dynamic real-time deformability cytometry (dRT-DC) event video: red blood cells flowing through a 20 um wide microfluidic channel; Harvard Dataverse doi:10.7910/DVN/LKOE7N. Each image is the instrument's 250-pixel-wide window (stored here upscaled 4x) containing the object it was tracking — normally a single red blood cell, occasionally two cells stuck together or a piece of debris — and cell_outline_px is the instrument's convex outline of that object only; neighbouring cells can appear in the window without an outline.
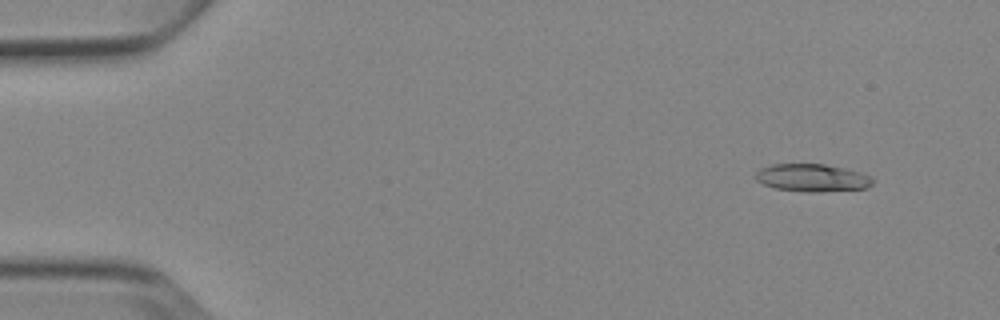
{"species": "Egyptian fruit bat (a non-hibernating species)", "species_latin": "Rousettus aegyptiacus", "temperature_condition": "cold", "stored_images_in_passage": 4, "camera_frame_rate_fps": 3000, "um_per_image_px": 0.085, "animal": {"sex": "female"}, "frame": {"image": 1, "passage_image": 2, "time_ms": 1.0, "image_size_px": [1000, 320], "cell_outline_px": [[872, 184], [864, 188], [820, 192], [808, 192], [776, 188], [764, 184], [756, 180], [756, 172], [760, 168], [772, 164], [824, 164], [844, 168], [860, 172], [872, 176]], "centroid_in_image_um": [69.03, 15.11], "position_along_channel_um": 16.0, "area_um2": 18.73}}
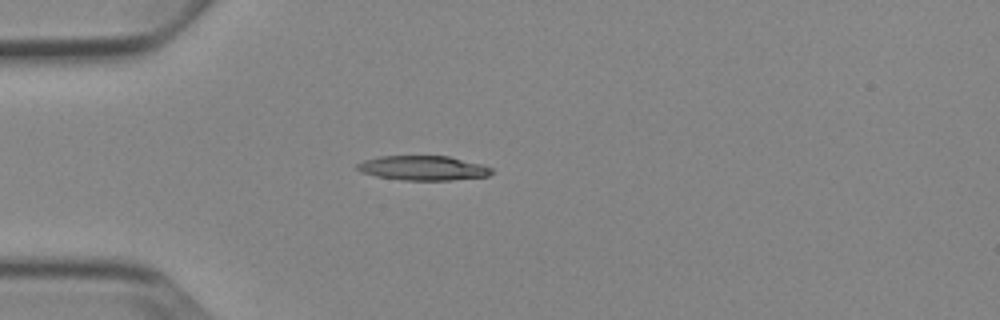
{"frame": {"image": 2, "passage_image": 4, "time_ms": 4.333, "image_size_px": [1000, 320], "cell_outline_px": [[492, 172], [488, 176], [452, 180], [404, 180], [376, 176], [360, 172], [356, 168], [356, 164], [364, 160], [380, 156], [448, 156], [480, 164], [492, 168]], "centroid_in_image_um": [35.93, 14.28], "position_along_channel_um": 49.1, "area_um2": 19.13}}